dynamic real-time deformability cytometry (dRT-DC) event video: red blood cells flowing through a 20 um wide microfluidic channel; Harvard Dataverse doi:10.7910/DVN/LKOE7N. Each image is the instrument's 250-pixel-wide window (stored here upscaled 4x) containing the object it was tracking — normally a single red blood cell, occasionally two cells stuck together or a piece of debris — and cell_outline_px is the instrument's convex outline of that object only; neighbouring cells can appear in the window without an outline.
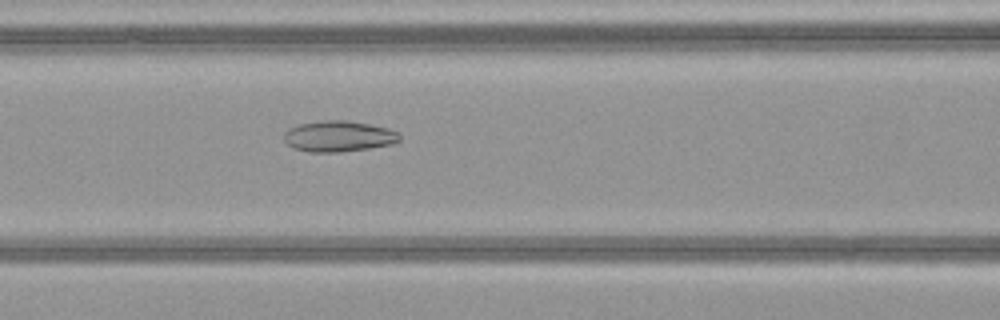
{"species": "common noctule bat (a hibernating species)", "species_latin": "Nyctalus noctula", "temperature_condition": "warm", "stored_images_in_passage": 43, "camera_frame_rate_fps": 3000, "um_per_image_px": 0.085, "animal": {"sex": "female", "body_mass_g": 21.9}, "frame": {"image": 1, "passage_image": 15, "time_ms": 4.667, "image_size_px": [1000, 320], "cell_outline_px": [[400, 140], [392, 144], [368, 148], [340, 152], [308, 152], [292, 148], [284, 140], [284, 132], [288, 128], [300, 124], [320, 120], [348, 120], [388, 128], [400, 132]], "centroid_in_image_um": [28.77, 11.58], "position_along_channel_um": 137.8, "area_um2": 20.98}}
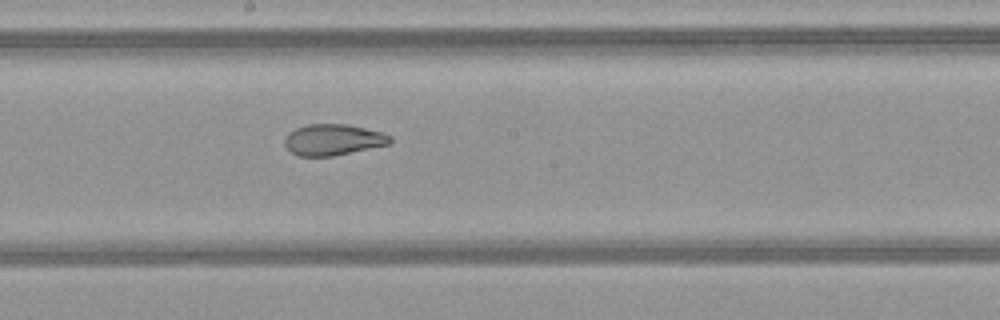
{"frame": {"image": 2, "passage_image": 21, "time_ms": 6.667, "image_size_px": [1000, 320], "cell_outline_px": [[392, 140], [388, 144], [332, 156], [296, 156], [284, 144], [284, 140], [288, 132], [296, 128], [308, 124], [348, 124], [380, 132], [392, 136]], "centroid_in_image_um": [28.28, 11.87], "position_along_channel_um": 219.9, "area_um2": 18.96}}
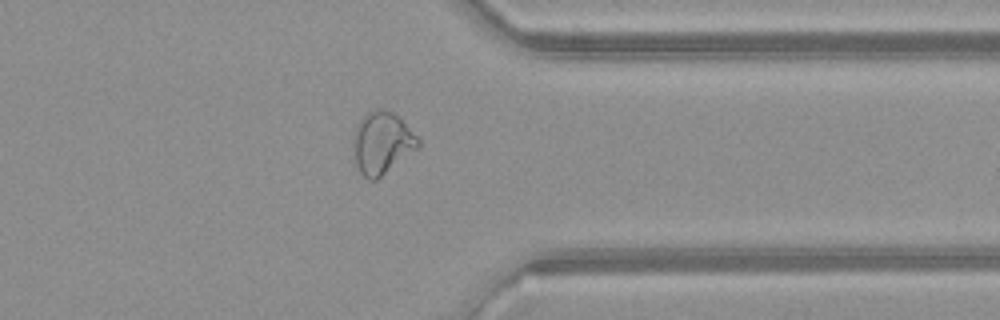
{"frame": {"image": 3, "passage_image": 33, "time_ms": 10.667, "image_size_px": [1000, 320], "cell_outline_px": [[420, 144], [416, 148], [376, 180], [368, 180], [360, 172], [356, 164], [352, 144], [352, 136], [360, 120], [368, 112], [376, 108], [384, 108], [392, 112], [420, 140]], "centroid_in_image_um": [32.41, 12.14], "position_along_channel_um": 379.0, "area_um2": 22.95}, "authors_computed_cell_mechanics": {"area_um2": 23.0622, "velocity_mm_per_s": 4.0995, "shape_relaxation_time_tau1_ms": null, "shape_relaxation_time_tau2_ms": 1.2525, "deformation_change_tau1": null, "deformation_change_tau2": 0.0716}}